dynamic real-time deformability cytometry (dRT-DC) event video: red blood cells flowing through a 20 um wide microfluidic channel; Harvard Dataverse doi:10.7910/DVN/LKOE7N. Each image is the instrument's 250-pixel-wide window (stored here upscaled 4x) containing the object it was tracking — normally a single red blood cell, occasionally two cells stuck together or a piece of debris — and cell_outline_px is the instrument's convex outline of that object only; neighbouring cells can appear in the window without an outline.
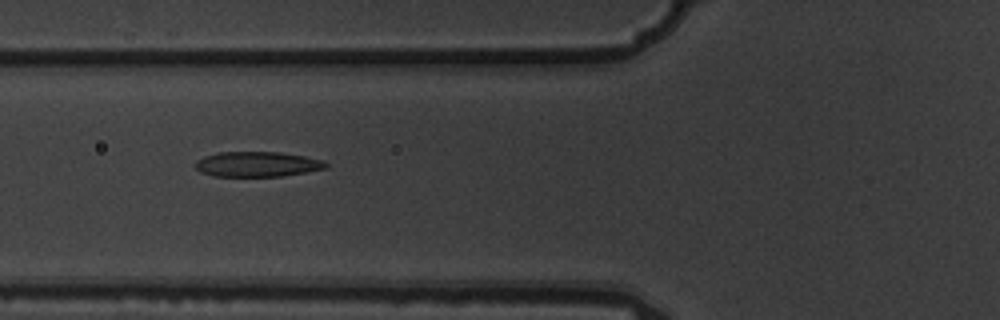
{"species": "common noctule bat (a hibernating species)", "species_latin": "Nyctalus noctula", "temperature_condition": "warm", "stored_images_in_passage": 6, "camera_frame_rate_fps": 3000, "um_per_image_px": 0.085, "animal": {"sex": "male", "body_mass_g": 19.5, "forearm_length_mm": 54.6}, "frame": {"image": 1, "passage_image": 3, "time_ms": 0.667, "image_size_px": [1000, 320], "cell_outline_px": [[328, 168], [280, 176], [212, 176], [200, 172], [196, 168], [196, 160], [204, 156], [220, 152], [280, 152], [304, 156], [324, 160], [328, 164]], "centroid_in_image_um": [21.87, 13.95], "position_along_channel_um": 103.9, "area_um2": 19.07}}
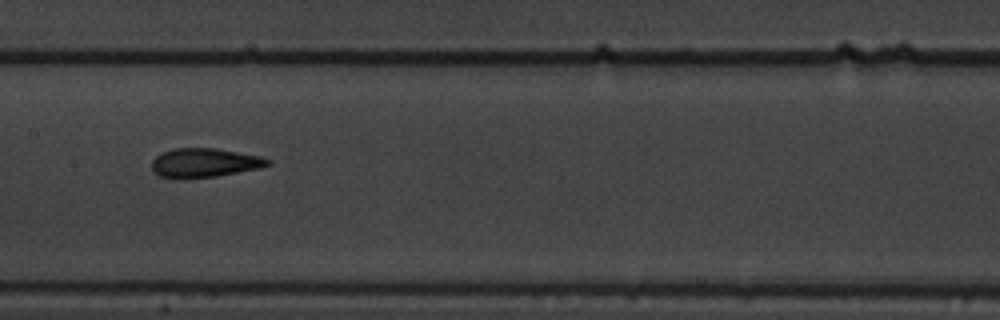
{"frame": {"image": 2, "passage_image": 5, "time_ms": 1.333, "image_size_px": [1000, 320], "cell_outline_px": [[272, 164], [260, 168], [216, 176], [180, 180], [160, 176], [152, 168], [152, 160], [156, 156], [172, 148], [216, 148], [260, 156], [272, 160]], "centroid_in_image_um": [17.39, 13.85], "position_along_channel_um": 190.0, "area_um2": 19.83}}
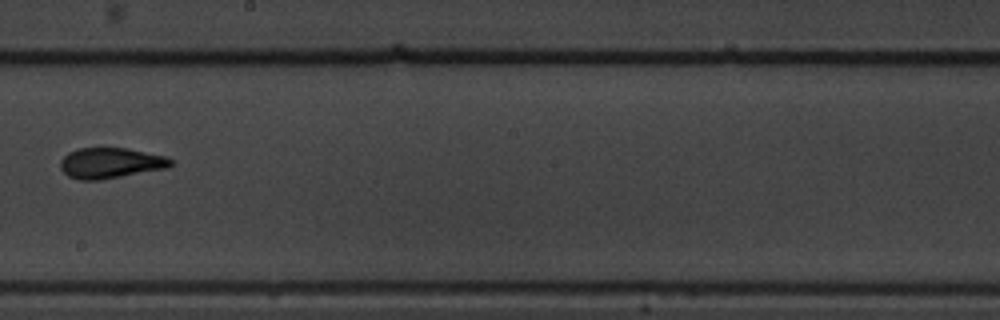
{"frame": {"image": 3, "passage_image": 6, "time_ms": 1.667, "image_size_px": [1000, 320], "cell_outline_px": [[172, 164], [168, 168], [100, 180], [80, 180], [68, 176], [60, 168], [60, 160], [68, 152], [80, 148], [128, 148], [168, 156], [172, 160]], "centroid_in_image_um": [9.41, 13.85], "position_along_channel_um": 238.8, "area_um2": 19.83}}